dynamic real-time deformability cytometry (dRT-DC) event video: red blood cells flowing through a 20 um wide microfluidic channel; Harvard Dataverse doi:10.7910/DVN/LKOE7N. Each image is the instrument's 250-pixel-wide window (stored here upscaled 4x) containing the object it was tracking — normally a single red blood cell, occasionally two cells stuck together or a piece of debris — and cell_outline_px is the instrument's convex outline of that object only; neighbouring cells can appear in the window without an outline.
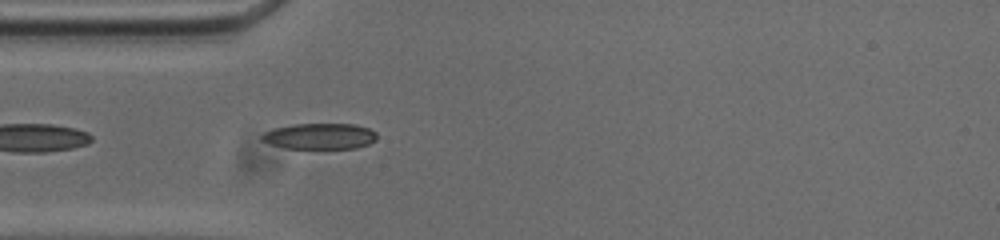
{"species": "common noctule bat (a hibernating species)", "species_latin": "Nyctalus noctula", "temperature_condition": "cold", "stored_images_in_passage": 40, "camera_frame_rate_fps": 3000, "um_per_image_px": 0.085, "animal": {"sex": "male", "body_mass_g": 20.0, "forearm_length_mm": 53.3}, "frame": {"image": 1, "passage_image": 2, "time_ms": 0.333, "image_size_px": [1000, 240], "cell_outline_px": [[376, 140], [368, 144], [356, 148], [284, 148], [268, 144], [260, 140], [260, 136], [264, 132], [272, 128], [292, 124], [356, 124], [368, 128], [376, 132]], "centroid_in_image_um": [27.13, 11.57], "position_along_channel_um": 57.9, "area_um2": 17.57}}
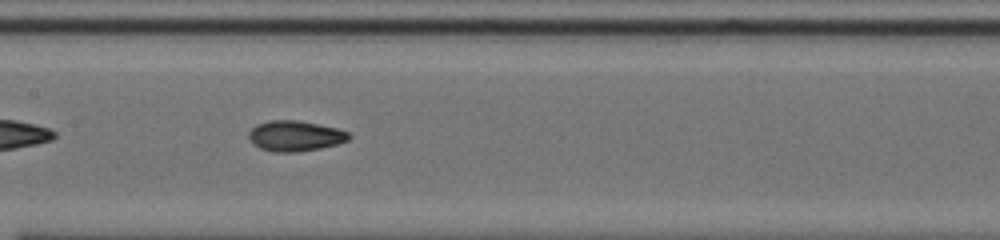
{"frame": {"image": 2, "passage_image": 12, "time_ms": 3.667, "image_size_px": [1000, 240], "cell_outline_px": [[352, 136], [348, 140], [336, 144], [320, 148], [296, 152], [276, 152], [260, 148], [252, 144], [248, 136], [248, 132], [256, 124], [268, 120], [296, 120], [336, 128], [348, 132]], "centroid_in_image_um": [25.05, 11.55], "position_along_channel_um": 182.4, "area_um2": 17.74}}
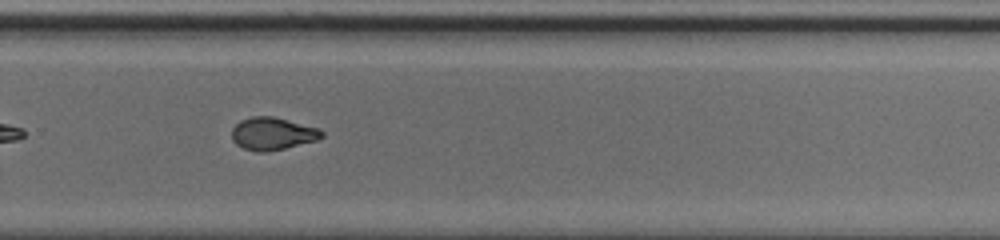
{"frame": {"image": 3, "passage_image": 22, "time_ms": 7.0, "image_size_px": [1000, 240], "cell_outline_px": [[324, 136], [316, 140], [284, 148], [264, 152], [256, 152], [244, 148], [236, 144], [232, 140], [232, 128], [240, 120], [252, 116], [272, 116], [320, 128], [324, 132]], "centroid_in_image_um": [23.16, 11.35], "position_along_channel_um": 306.6, "area_um2": 17.05}}